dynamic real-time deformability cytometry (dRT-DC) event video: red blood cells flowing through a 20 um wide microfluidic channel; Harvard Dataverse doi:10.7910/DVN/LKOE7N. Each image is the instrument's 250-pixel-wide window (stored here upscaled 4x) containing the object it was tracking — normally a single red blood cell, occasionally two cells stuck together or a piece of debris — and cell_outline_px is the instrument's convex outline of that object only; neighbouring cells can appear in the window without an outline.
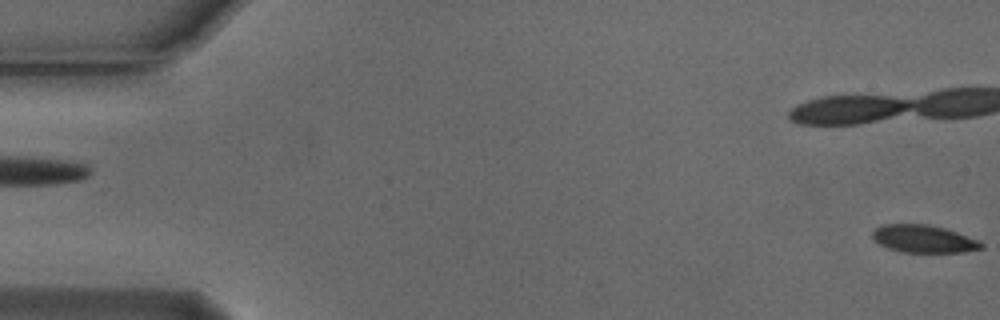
{"species": "Egyptian fruit bat (a non-hibernating species)", "species_latin": "Rousettus aegyptiacus", "temperature_condition": "cold", "stored_images_in_passage": 52, "camera_frame_rate_fps": 3000, "um_per_image_px": 0.085, "animal": {"sex": "male"}, "frame": {"image": 1, "passage_image": 1, "time_ms": 0.0, "image_size_px": [1000, 320], "cell_outline_px": [[984, 248], [964, 252], [900, 252], [888, 248], [872, 240], [872, 232], [880, 224], [928, 224], [944, 228], [980, 240], [984, 244]], "centroid_in_image_um": [78.5, 20.3], "position_along_channel_um": 6.5, "area_um2": 17.69}}